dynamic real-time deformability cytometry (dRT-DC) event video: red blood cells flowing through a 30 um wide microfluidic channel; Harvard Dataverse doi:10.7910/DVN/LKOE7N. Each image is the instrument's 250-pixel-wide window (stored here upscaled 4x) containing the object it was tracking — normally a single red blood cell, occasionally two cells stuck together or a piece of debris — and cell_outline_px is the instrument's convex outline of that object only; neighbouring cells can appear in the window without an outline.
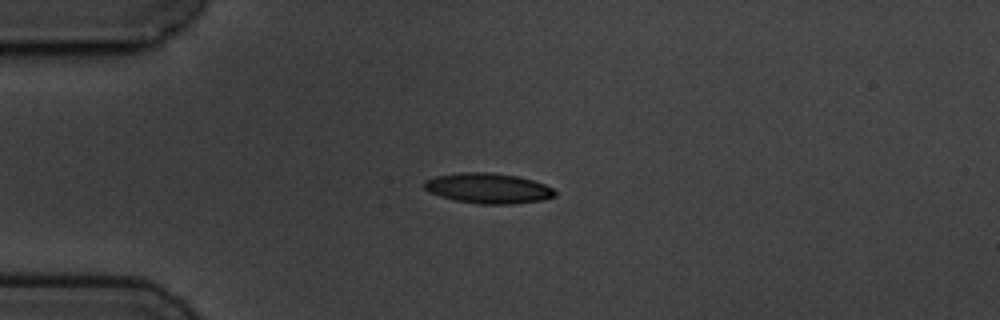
{"species": "common noctule bat (a hibernating species)", "species_latin": "Nyctalus noctula", "temperature_condition": "cold", "stored_images_in_passage": 6, "camera_frame_rate_fps": 3000, "um_per_image_px": 0.085, "animal": {"sex": "male", "body_mass_g": 19.5, "forearm_length_mm": 54.6}, "frame": {"image": 1, "passage_image": 3, "time_ms": 3.333, "image_size_px": [1000, 320], "cell_outline_px": [[556, 196], [544, 200], [512, 204], [476, 204], [456, 200], [440, 196], [424, 188], [424, 180], [436, 176], [460, 172], [492, 172], [516, 176], [532, 180], [544, 184], [552, 188], [556, 192]], "centroid_in_image_um": [41.51, 16.0], "position_along_channel_um": 43.5, "area_um2": 23.06}}
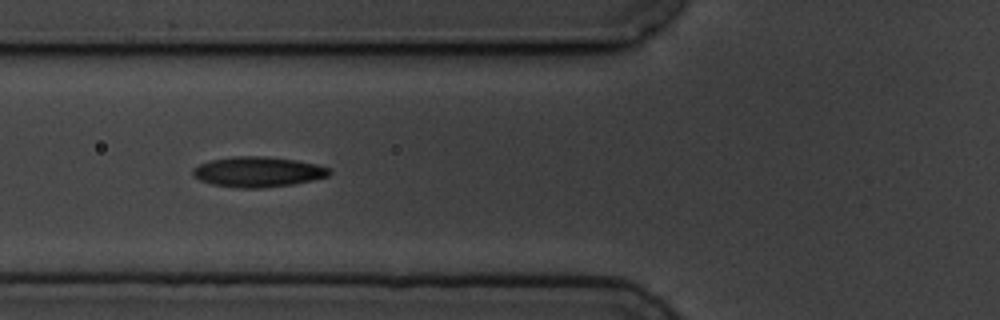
{"frame": {"image": 2, "passage_image": 5, "time_ms": 5.667, "image_size_px": [1000, 320], "cell_outline_px": [[332, 172], [328, 176], [312, 180], [292, 184], [260, 188], [240, 188], [212, 184], [200, 180], [192, 176], [192, 168], [200, 164], [212, 160], [232, 156], [264, 156], [296, 160], [316, 164], [332, 168]], "centroid_in_image_um": [21.93, 14.6], "position_along_channel_um": 103.9, "area_um2": 24.1}}
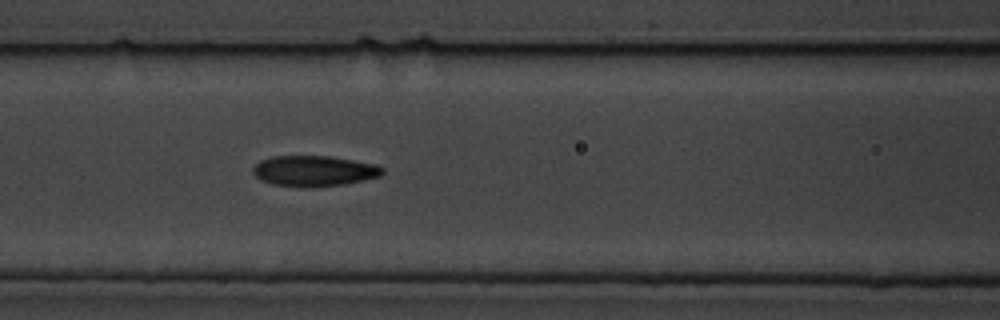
{"frame": {"image": 3, "passage_image": 6, "time_ms": 6.667, "image_size_px": [1000, 320], "cell_outline_px": [[384, 172], [380, 176], [364, 180], [344, 184], [312, 188], [308, 188], [272, 184], [260, 180], [252, 172], [252, 168], [260, 160], [272, 156], [328, 156], [376, 164], [384, 168]], "centroid_in_image_um": [26.68, 14.54], "position_along_channel_um": 139.9, "area_um2": 23.29}}